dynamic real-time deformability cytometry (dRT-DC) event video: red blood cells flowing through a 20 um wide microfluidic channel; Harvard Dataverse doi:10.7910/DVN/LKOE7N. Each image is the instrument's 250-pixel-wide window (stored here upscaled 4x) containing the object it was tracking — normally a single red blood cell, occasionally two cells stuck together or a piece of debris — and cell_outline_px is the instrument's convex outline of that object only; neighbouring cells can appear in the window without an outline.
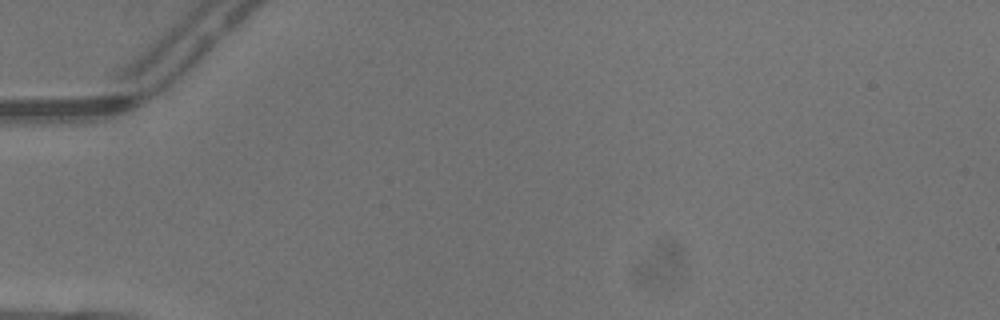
{"species": "common noctule bat (a hibernating species)", "species_latin": "Nyctalus noctula", "temperature_condition": "warm", "stored_images_in_passage": 2, "camera_frame_rate_fps": 3000, "um_per_image_px": 0.085, "animal": {"sex": "male", "body_mass_g": 13.3}, "frame": {"image": 1, "passage_image": 1, "time_ms": 0.0, "image_size_px": [1000, 320], "cell_outline_px": [[224, 52], [220, 60], [212, 72], [180, 104], [168, 112], [168, 96], [172, 76], [180, 64], [200, 40], [208, 40]], "centroid_in_image_um": [16.42, 6.09], "position_along_channel_um": 68.6, "area_um2": 13.47}}